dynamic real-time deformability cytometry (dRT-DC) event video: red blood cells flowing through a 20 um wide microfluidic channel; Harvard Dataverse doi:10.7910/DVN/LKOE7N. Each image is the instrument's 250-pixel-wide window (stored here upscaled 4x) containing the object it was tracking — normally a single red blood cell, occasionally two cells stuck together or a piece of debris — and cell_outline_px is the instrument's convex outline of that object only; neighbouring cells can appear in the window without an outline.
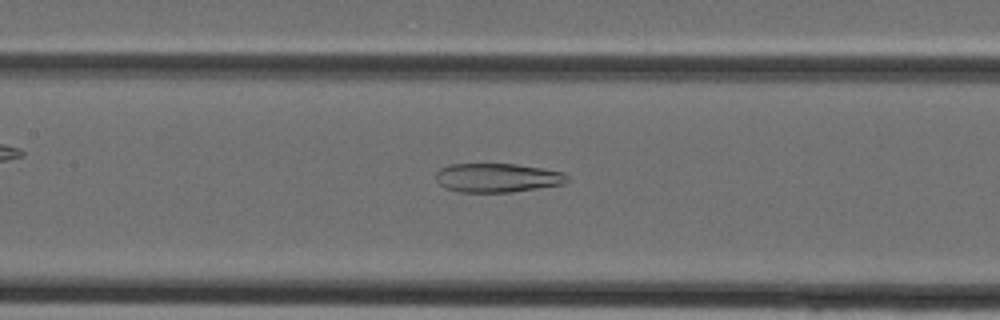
{"species": "Egyptian fruit bat (a non-hibernating species)", "species_latin": "Rousettus aegyptiacus", "temperature_condition": "cold", "stored_images_in_passage": 38, "camera_frame_rate_fps": 3000, "um_per_image_px": 0.085, "animal": {"sex": "female"}, "frame": {"image": 1, "passage_image": 17, "time_ms": 5.333, "image_size_px": [1000, 320], "cell_outline_px": [[568, 180], [564, 184], [512, 192], [456, 192], [444, 188], [436, 180], [436, 172], [440, 168], [448, 164], [516, 164], [564, 172], [568, 176]], "centroid_in_image_um": [42.24, 15.11], "position_along_channel_um": 165.2, "area_um2": 22.31}}
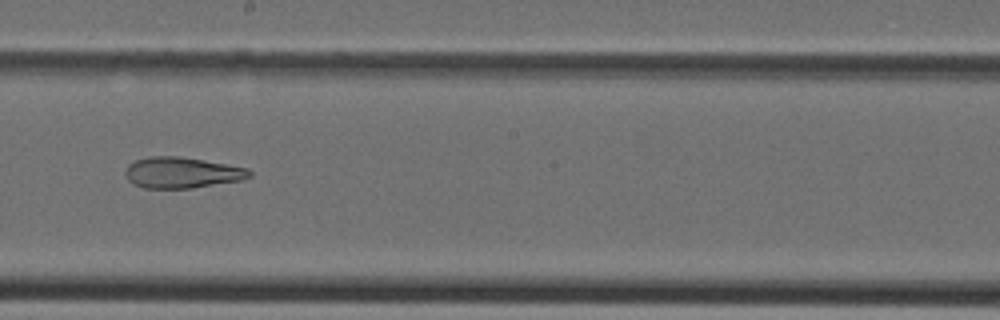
{"frame": {"image": 2, "passage_image": 21, "time_ms": 6.667, "image_size_px": [1000, 320], "cell_outline_px": [[252, 176], [240, 180], [192, 188], [144, 188], [132, 184], [128, 180], [124, 172], [128, 164], [136, 160], [148, 156], [180, 156], [248, 168], [252, 172]], "centroid_in_image_um": [15.43, 14.67], "position_along_channel_um": 232.8, "area_um2": 22.43}}
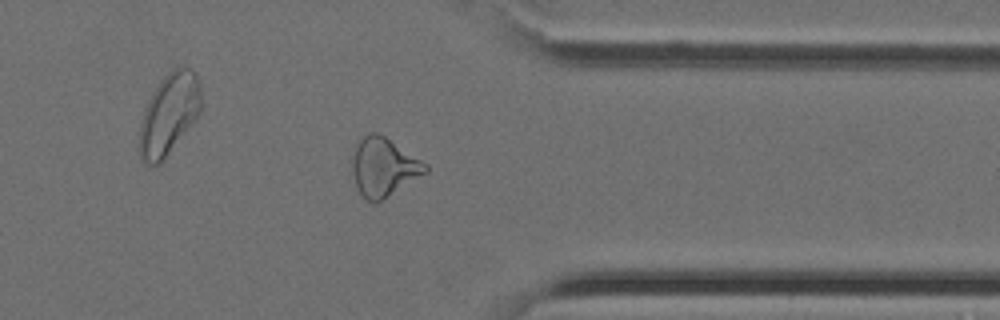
{"frame": {"image": 3, "passage_image": 30, "time_ms": 9.667, "image_size_px": [1000, 320], "cell_outline_px": [[428, 172], [380, 200], [372, 204], [356, 188], [352, 172], [352, 156], [356, 144], [368, 132], [376, 132], [384, 136], [428, 164]], "centroid_in_image_um": [32.59, 14.19], "position_along_channel_um": 378.8, "area_um2": 24.68}}